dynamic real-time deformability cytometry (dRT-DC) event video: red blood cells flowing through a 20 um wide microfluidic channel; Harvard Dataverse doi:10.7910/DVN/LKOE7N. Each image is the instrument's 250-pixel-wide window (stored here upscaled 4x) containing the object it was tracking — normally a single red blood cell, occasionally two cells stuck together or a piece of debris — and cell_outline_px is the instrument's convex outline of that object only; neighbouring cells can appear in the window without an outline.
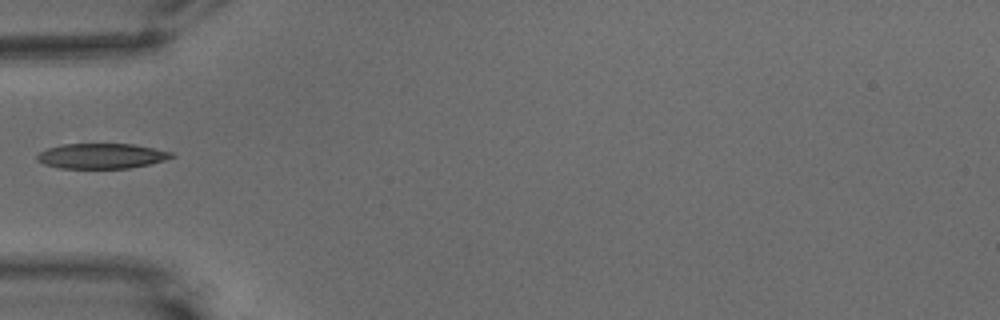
{"species": "common noctule bat (a hibernating species)", "species_latin": "Nyctalus noctula", "temperature_condition": "warm", "stored_images_in_passage": 15, "camera_frame_rate_fps": 3000, "um_per_image_px": 0.085, "animal": {"sex": "male", "body_mass_g": 15.6}, "frame": {"image": 1, "passage_image": 1, "time_ms": 0.0, "image_size_px": [1000, 320], "cell_outline_px": [[176, 156], [164, 160], [148, 164], [128, 168], [60, 168], [44, 164], [36, 160], [36, 156], [40, 152], [48, 148], [60, 144], [132, 144], [172, 152]], "centroid_in_image_um": [8.6, 13.26], "position_along_channel_um": 76.4, "area_um2": 19.59}}
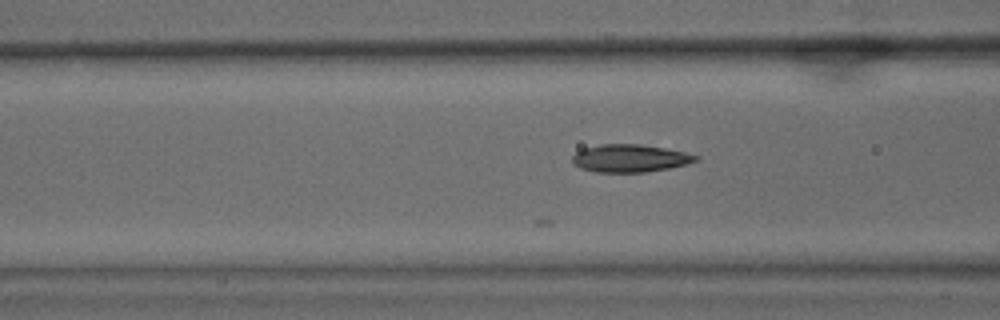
{"frame": {"image": 2, "passage_image": 4, "time_ms": 1.0, "image_size_px": [1000, 320], "cell_outline_px": [[700, 156], [696, 160], [684, 164], [668, 168], [644, 172], [596, 172], [580, 168], [572, 164], [572, 156], [576, 152], [584, 148], [600, 144], [640, 144], [664, 148], [684, 152]], "centroid_in_image_um": [53.48, 13.45], "position_along_channel_um": 113.1, "area_um2": 19.77}}